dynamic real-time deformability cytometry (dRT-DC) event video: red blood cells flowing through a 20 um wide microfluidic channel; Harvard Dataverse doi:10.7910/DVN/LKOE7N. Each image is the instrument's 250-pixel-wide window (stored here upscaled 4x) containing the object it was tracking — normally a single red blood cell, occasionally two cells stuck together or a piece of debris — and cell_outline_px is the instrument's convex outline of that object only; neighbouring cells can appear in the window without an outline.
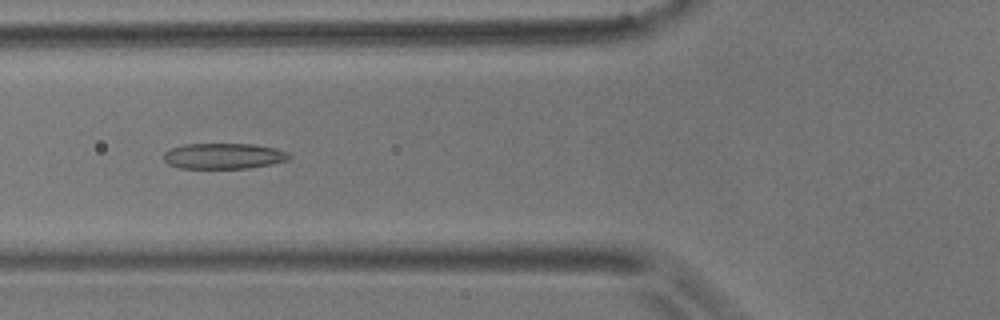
{"species": "common noctule bat (a hibernating species)", "species_latin": "Nyctalus noctula", "temperature_condition": "room temperature", "stored_images_in_passage": 35, "camera_frame_rate_fps": 3000, "um_per_image_px": 0.085, "animal": {"sex": "male", "body_mass_g": 17.9}, "frame": {"image": 1, "passage_image": 11, "time_ms": 3.333, "image_size_px": [1000, 320], "cell_outline_px": [[292, 156], [288, 160], [272, 164], [248, 168], [180, 168], [168, 164], [164, 160], [164, 152], [172, 148], [184, 144], [256, 144], [276, 148], [288, 152]], "centroid_in_image_um": [19.04, 13.26], "position_along_channel_um": 106.8, "area_um2": 18.9}}
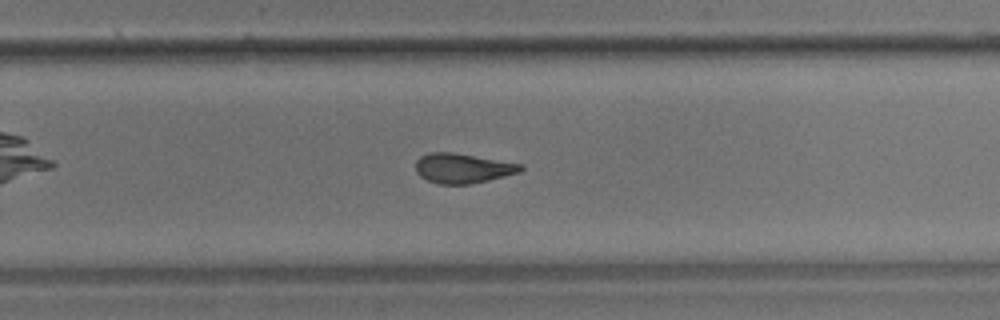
{"frame": {"image": 2, "passage_image": 26, "time_ms": 8.333, "image_size_px": [1000, 320], "cell_outline_px": [[524, 168], [520, 172], [472, 184], [440, 184], [428, 180], [420, 176], [416, 172], [416, 160], [420, 156], [428, 152], [452, 152], [524, 164]], "centroid_in_image_um": [39.33, 14.29], "position_along_channel_um": 290.5, "area_um2": 18.26}}
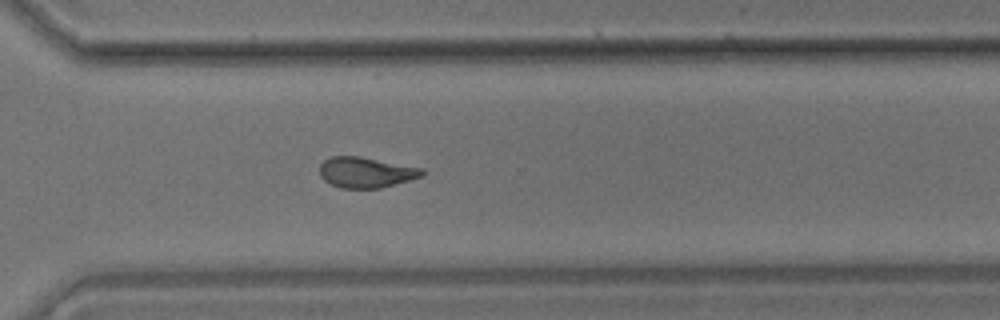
{"frame": {"image": 3, "passage_image": 30, "time_ms": 9.667, "image_size_px": [1000, 320], "cell_outline_px": [[424, 176], [380, 188], [340, 188], [328, 184], [320, 176], [320, 164], [324, 160], [332, 156], [360, 156], [424, 168]], "centroid_in_image_um": [31.1, 14.65], "position_along_channel_um": 339.5, "area_um2": 18.44}, "authors_computed_cell_mechanics": {"area_um2": 18.785, "velocity_mm_per_s": 3.6711, "shape_relaxation_time_tau1_ms": 7.4503, "shape_relaxation_time_tau2_ms": 2.2846, "deformation_change_tau1": 0.1752, "deformation_change_tau2": 0.1036}}